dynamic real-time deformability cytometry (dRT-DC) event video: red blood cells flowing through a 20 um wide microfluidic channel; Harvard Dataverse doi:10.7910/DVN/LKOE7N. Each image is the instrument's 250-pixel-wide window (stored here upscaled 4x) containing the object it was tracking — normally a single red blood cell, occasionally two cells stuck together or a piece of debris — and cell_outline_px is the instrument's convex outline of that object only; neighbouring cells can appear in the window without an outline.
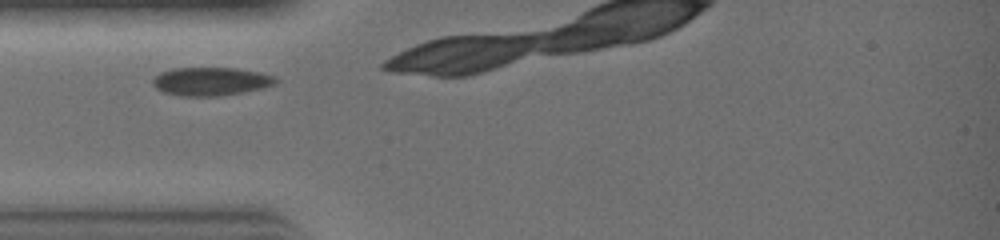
{"species": "common noctule bat (a hibernating species)", "species_latin": "Nyctalus noctula", "temperature_condition": "warm", "stored_images_in_passage": 17, "camera_frame_rate_fps": 3000, "um_per_image_px": 0.085, "animal": {"sex": "female", "body_mass_g": 19.0, "forearm_length_mm": 51.5}, "frame": {"image": 1, "passage_image": 1, "time_ms": 0.0, "image_size_px": [1000, 240], "cell_outline_px": [[280, 80], [276, 84], [264, 88], [244, 92], [220, 96], [180, 96], [164, 92], [156, 88], [152, 84], [152, 80], [160, 72], [176, 68], [236, 68], [260, 72], [276, 76]], "centroid_in_image_um": [17.98, 6.92], "position_along_channel_um": 67.0, "area_um2": 20.52}}